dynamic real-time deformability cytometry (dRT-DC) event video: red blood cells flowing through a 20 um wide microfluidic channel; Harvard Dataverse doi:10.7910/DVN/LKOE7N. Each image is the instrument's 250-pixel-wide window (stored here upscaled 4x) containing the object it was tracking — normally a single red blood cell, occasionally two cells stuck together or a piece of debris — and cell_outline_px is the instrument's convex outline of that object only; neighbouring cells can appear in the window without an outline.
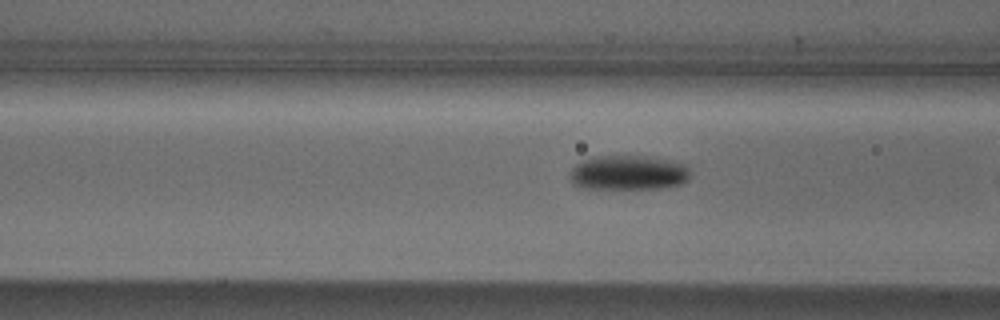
{"species": "Egyptian fruit bat (a non-hibernating species)", "species_latin": "Rousettus aegyptiacus", "temperature_condition": "cold", "stored_images_in_passage": 16, "camera_frame_rate_fps": 3000, "um_per_image_px": 0.085, "animal": {"sex": "male"}, "frame": {"image": 1, "passage_image": 15, "time_ms": 4.667, "image_size_px": [1000, 320], "cell_outline_px": [[688, 180], [680, 184], [660, 188], [584, 188], [572, 184], [568, 176], [572, 168], [576, 164], [592, 156], [648, 156], [668, 160], [684, 164], [688, 168]], "centroid_in_image_um": [53.36, 14.67], "position_along_channel_um": 113.2, "area_um2": 24.22}}